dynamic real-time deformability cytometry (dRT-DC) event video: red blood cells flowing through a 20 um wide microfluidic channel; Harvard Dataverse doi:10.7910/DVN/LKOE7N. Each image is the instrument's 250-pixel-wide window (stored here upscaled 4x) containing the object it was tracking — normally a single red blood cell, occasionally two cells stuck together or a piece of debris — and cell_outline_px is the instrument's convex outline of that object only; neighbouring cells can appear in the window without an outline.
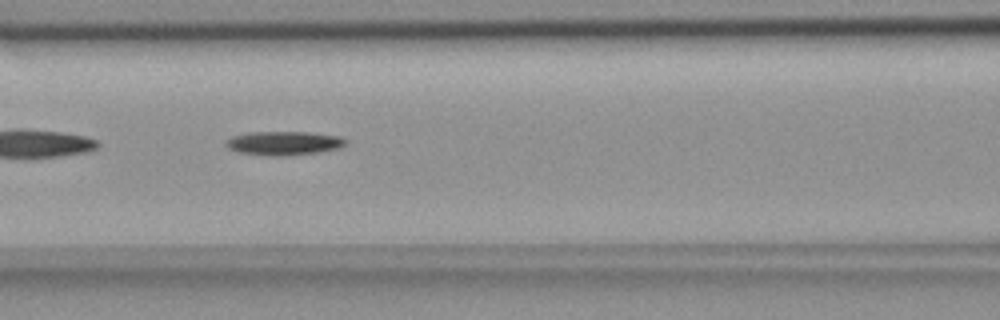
{"species": "common noctule bat (a hibernating species)", "species_latin": "Nyctalus noctula", "temperature_condition": "room temperature", "stored_images_in_passage": 35, "camera_frame_rate_fps": 3000, "um_per_image_px": 0.085, "animal": {"sex": "female", "body_mass_g": 18.4}, "frame": {"image": 1, "passage_image": 20, "time_ms": 6.333, "image_size_px": [1000, 320], "cell_outline_px": [[348, 140], [340, 148], [316, 152], [288, 156], [268, 156], [240, 152], [228, 148], [224, 144], [224, 140], [232, 136], [248, 132], [308, 132], [340, 136]], "centroid_in_image_um": [24.09, 12.16], "position_along_channel_um": 142.5, "area_um2": 16.76}}
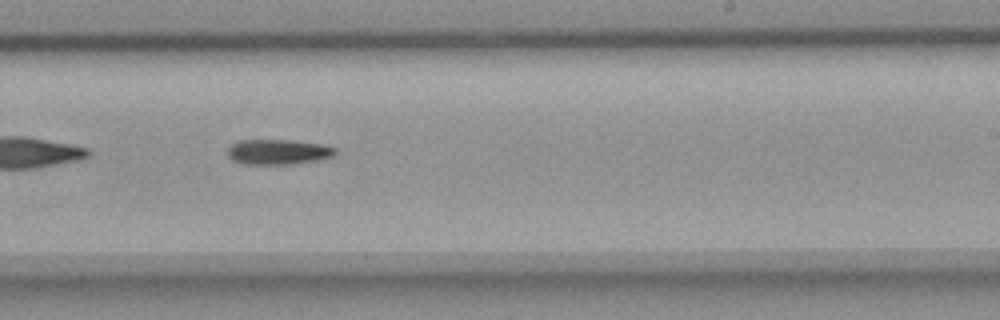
{"frame": {"image": 2, "passage_image": 30, "time_ms": 9.667, "image_size_px": [1000, 320], "cell_outline_px": [[336, 152], [332, 156], [320, 160], [292, 164], [244, 164], [232, 160], [228, 156], [228, 148], [236, 140], [288, 140], [324, 144], [336, 148]], "centroid_in_image_um": [23.64, 12.91], "position_along_channel_um": 265.4, "area_um2": 15.9}}